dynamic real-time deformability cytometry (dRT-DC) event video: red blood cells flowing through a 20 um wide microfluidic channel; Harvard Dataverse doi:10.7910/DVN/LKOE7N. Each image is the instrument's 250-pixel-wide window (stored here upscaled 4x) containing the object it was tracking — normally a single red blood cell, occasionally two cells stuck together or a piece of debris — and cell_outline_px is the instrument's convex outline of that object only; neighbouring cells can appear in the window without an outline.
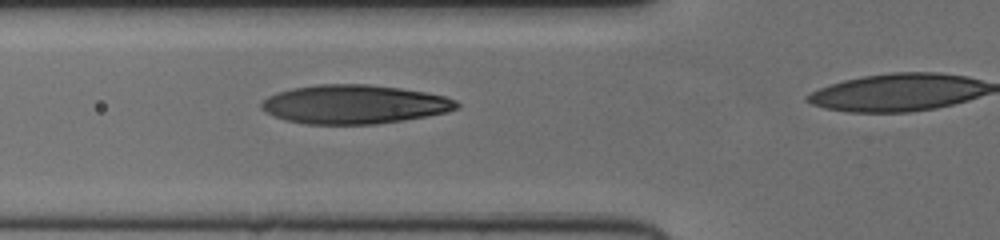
{"species": "human", "species_latin": "Homo sapiens", "temperature_condition": "cold", "stored_images_in_passage": 31, "camera_frame_rate_fps": 3000, "um_per_image_px": 0.085, "donor": {"sex": "female"}, "frame": {"image": 1, "passage_image": 8, "time_ms": 2.333, "image_size_px": [1000, 240], "cell_outline_px": [[460, 108], [448, 112], [428, 116], [404, 120], [376, 124], [304, 124], [284, 120], [260, 108], [260, 104], [268, 96], [276, 92], [292, 88], [320, 84], [368, 84], [400, 88], [424, 92], [444, 96], [456, 100], [460, 104]], "centroid_in_image_um": [30.13, 8.87], "position_along_channel_um": 95.7, "area_um2": 44.39}}
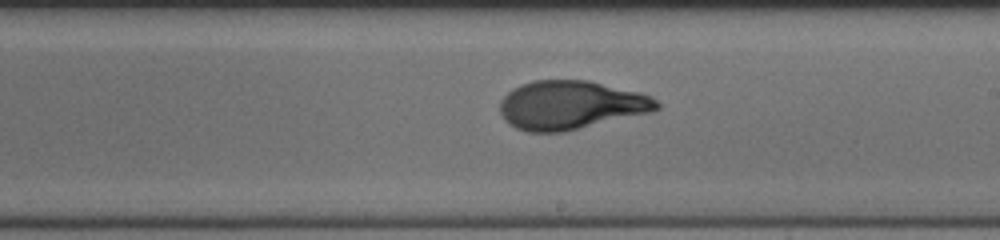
{"frame": {"image": 2, "passage_image": 19, "time_ms": 6.0, "image_size_px": [1000, 240], "cell_outline_px": [[660, 108], [652, 112], [564, 132], [528, 132], [516, 128], [508, 124], [504, 120], [500, 112], [500, 100], [512, 88], [520, 84], [532, 80], [588, 80], [640, 92], [652, 96], [660, 104]], "centroid_in_image_um": [48.51, 8.93], "position_along_channel_um": 240.5, "area_um2": 44.85}}
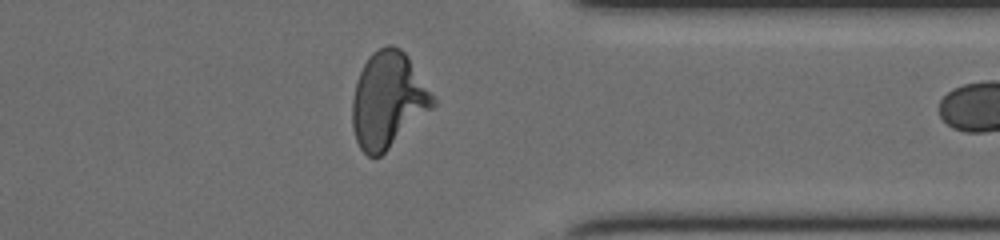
{"frame": {"image": 3, "passage_image": 30, "time_ms": 9.667, "image_size_px": [1000, 240], "cell_outline_px": [[436, 104], [432, 108], [380, 156], [368, 156], [360, 148], [356, 140], [352, 128], [352, 100], [356, 80], [364, 64], [372, 52], [388, 44], [392, 44], [400, 48], [408, 56], [436, 100]], "centroid_in_image_um": [32.96, 8.49], "position_along_channel_um": 378.4, "area_um2": 44.62}}